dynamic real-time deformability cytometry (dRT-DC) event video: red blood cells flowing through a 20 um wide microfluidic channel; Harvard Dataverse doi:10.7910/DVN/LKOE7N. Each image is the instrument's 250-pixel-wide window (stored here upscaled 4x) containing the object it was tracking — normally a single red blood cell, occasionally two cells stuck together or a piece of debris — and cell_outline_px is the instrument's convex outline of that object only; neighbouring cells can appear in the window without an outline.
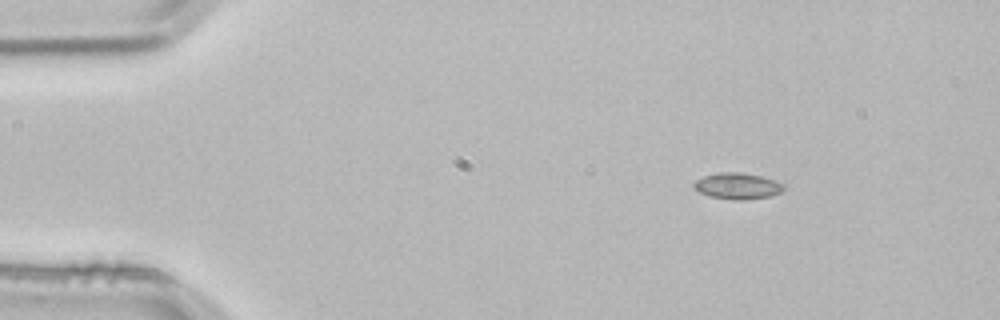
{"species": "common noctule bat (a hibernating species)", "species_latin": "Nyctalus noctula", "temperature_condition": "room temperature", "stored_images_in_passage": 2, "camera_frame_rate_fps": 3000, "um_per_image_px": 0.085, "animal": {"sex": "male", "body_mass_g": 21.5, "forearm_length_mm": 52.0}, "frame": {"image": 1, "passage_image": 1, "time_ms": 0.0, "image_size_px": [1000, 320], "cell_outline_px": [[788, 184], [784, 192], [768, 196], [744, 200], [732, 200], [712, 196], [700, 192], [692, 184], [696, 180], [704, 176], [720, 172], [740, 172], [760, 176], [776, 180]], "centroid_in_image_um": [62.78, 15.8], "position_along_channel_um": 22.2, "area_um2": 13.81}}